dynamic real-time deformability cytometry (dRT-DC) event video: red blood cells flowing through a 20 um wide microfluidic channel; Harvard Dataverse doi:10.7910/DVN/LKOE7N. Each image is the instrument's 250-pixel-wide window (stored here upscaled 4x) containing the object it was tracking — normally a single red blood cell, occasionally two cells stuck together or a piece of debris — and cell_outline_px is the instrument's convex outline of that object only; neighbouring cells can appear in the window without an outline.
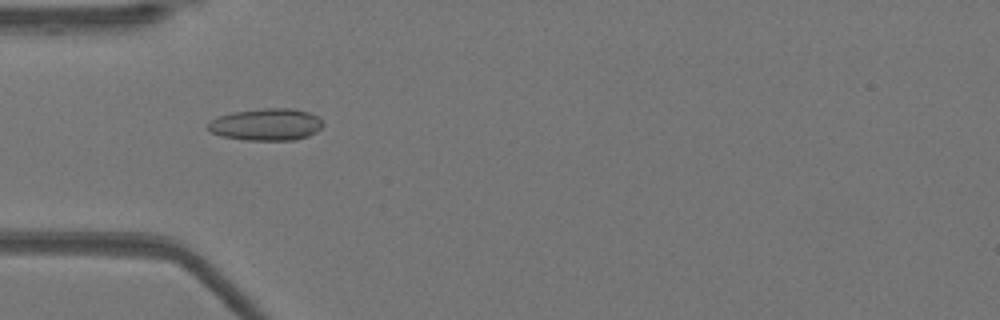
{"species": "Egyptian fruit bat (a non-hibernating species)", "species_latin": "Rousettus aegyptiacus", "temperature_condition": "warm", "stored_images_in_passage": 50, "camera_frame_rate_fps": 3000, "um_per_image_px": 0.085, "animal": {"sex": "female"}, "frame": {"image": 1, "passage_image": 15, "time_ms": 4.667, "image_size_px": [1000, 320], "cell_outline_px": [[324, 124], [316, 132], [308, 136], [296, 140], [244, 140], [220, 136], [204, 128], [212, 120], [220, 116], [232, 112], [260, 108], [292, 108], [308, 112], [316, 116]], "centroid_in_image_um": [22.61, 10.58], "position_along_channel_um": 62.4, "area_um2": 21.56}}
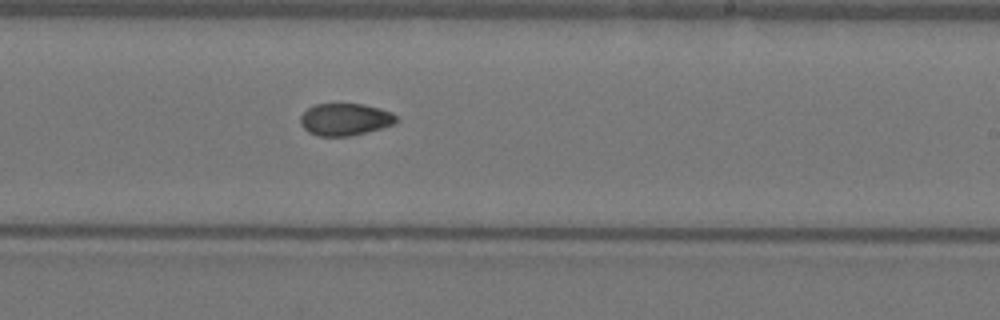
{"frame": {"image": 2, "passage_image": 30, "time_ms": 9.667, "image_size_px": [1000, 320], "cell_outline_px": [[396, 124], [368, 132], [352, 136], [316, 136], [308, 132], [300, 124], [300, 116], [308, 108], [316, 104], [364, 104], [380, 108], [392, 112], [396, 116]], "centroid_in_image_um": [29.34, 10.16], "position_along_channel_um": 259.7, "area_um2": 18.15}}
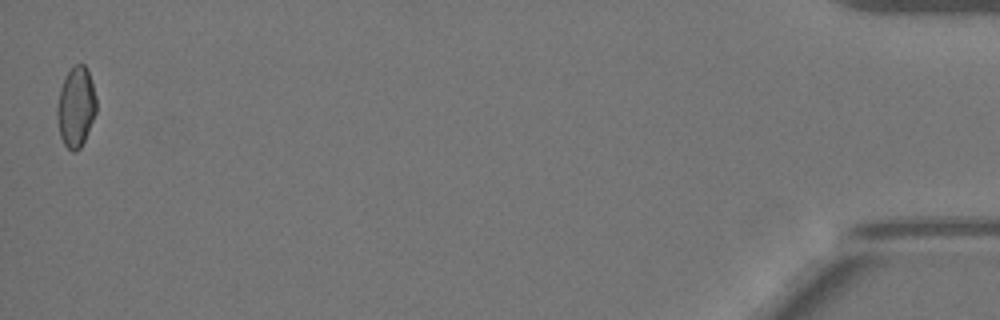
{"frame": {"image": 3, "passage_image": 50, "time_ms": 16.333, "image_size_px": [1000, 320], "cell_outline_px": [[96, 112], [84, 140], [80, 148], [76, 152], [72, 152], [64, 144], [60, 136], [56, 116], [56, 108], [60, 88], [64, 76], [76, 64], [84, 64], [88, 68], [96, 96]], "centroid_in_image_um": [6.44, 9.08], "position_along_channel_um": 428.8, "area_um2": 18.44}, "authors_computed_cell_mechanics": {"area_um2": 18.5827, "velocity_mm_per_s": 3.9608, "shape_relaxation_time_tau1_ms": null, "shape_relaxation_time_tau2_ms": 5.2546, "deformation_change_tau1": null, "deformation_change_tau2": 0.0639}}